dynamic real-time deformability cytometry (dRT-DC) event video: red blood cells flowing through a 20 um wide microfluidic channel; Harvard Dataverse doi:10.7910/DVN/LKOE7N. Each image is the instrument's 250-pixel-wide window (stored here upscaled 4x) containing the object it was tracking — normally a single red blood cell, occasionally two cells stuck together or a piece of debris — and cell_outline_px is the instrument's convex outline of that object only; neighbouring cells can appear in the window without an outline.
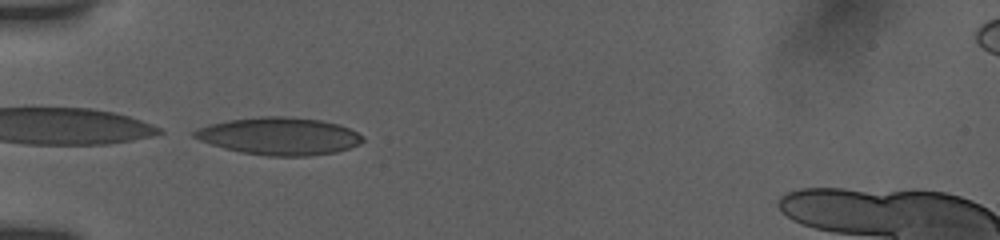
{"species": "human", "species_latin": "Homo sapiens", "temperature_condition": "room temperature", "stored_images_in_passage": 34, "camera_frame_rate_fps": 3000, "um_per_image_px": 0.085, "donor": {"sex": "female"}, "frame": {"image": 1, "passage_image": 1, "time_ms": 0.0, "image_size_px": [1000, 240], "cell_outline_px": [[364, 140], [360, 144], [336, 152], [308, 156], [268, 156], [240, 152], [224, 148], [200, 140], [192, 136], [192, 132], [196, 128], [208, 124], [228, 120], [260, 116], [284, 116], [320, 120], [340, 124], [364, 136]], "centroid_in_image_um": [23.73, 11.57], "position_along_channel_um": 61.3, "area_um2": 36.88}}
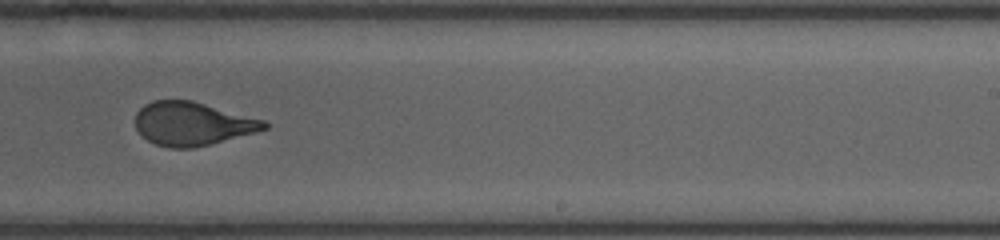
{"frame": {"image": 2, "passage_image": 16, "time_ms": 5.667, "image_size_px": [1000, 240], "cell_outline_px": [[268, 128], [256, 132], [192, 148], [168, 148], [156, 144], [140, 136], [136, 128], [136, 112], [144, 104], [152, 100], [192, 100], [264, 120], [268, 124]], "centroid_in_image_um": [16.31, 10.51], "position_along_channel_um": 272.7, "area_um2": 32.54}}
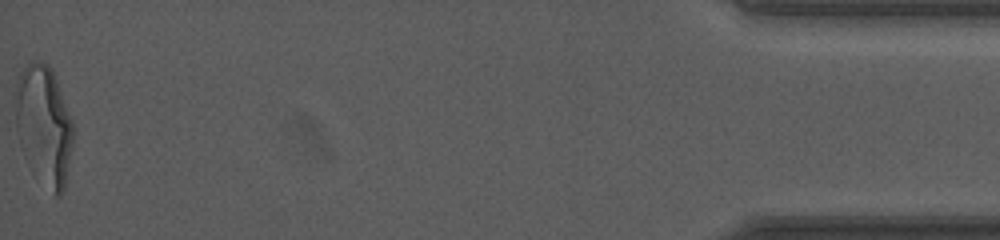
{"frame": {"image": 3, "passage_image": 34, "time_ms": 12.0, "image_size_px": [1000, 240], "cell_outline_px": [[72, 144], [64, 188], [60, 196], [56, 196], [28, 164], [20, 148], [16, 128], [12, 100], [16, 80], [20, 72], [28, 64], [36, 60], [40, 60], [48, 64], [52, 68], [72, 120]], "centroid_in_image_um": [3.67, 10.55], "position_along_channel_um": 431.5, "area_um2": 40.4}, "authors_computed_cell_mechanics": {"area_um2": 34.1598, "velocity_mm_per_s": 3.8655, "shape_relaxation_time_tau1_ms": 7.9049, "shape_relaxation_time_tau2_ms": null, "deformation_change_tau1": 0.2355, "deformation_change_tau2": null}}